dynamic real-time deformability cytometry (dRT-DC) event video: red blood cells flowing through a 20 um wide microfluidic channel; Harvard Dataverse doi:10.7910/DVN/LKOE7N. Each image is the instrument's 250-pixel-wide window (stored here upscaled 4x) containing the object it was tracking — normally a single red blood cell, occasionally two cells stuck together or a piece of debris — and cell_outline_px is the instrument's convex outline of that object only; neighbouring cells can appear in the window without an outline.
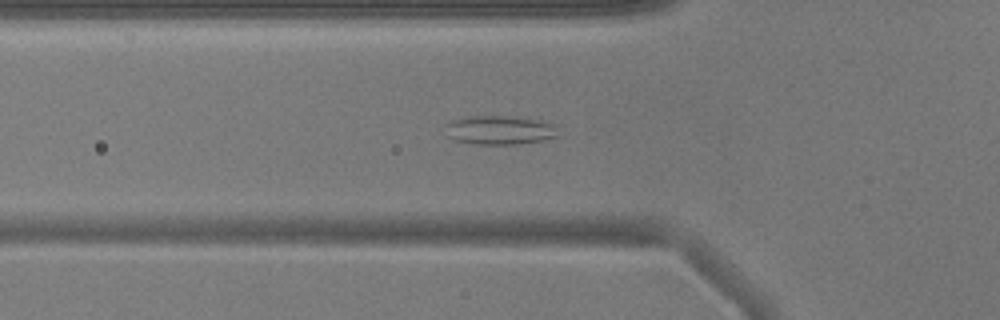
{"species": "common noctule bat (a hibernating species)", "species_latin": "Nyctalus noctula", "temperature_condition": "warm", "stored_images_in_passage": 44, "camera_frame_rate_fps": 3000, "um_per_image_px": 0.085, "animal": {"sex": "male", "body_mass_g": 17.9}, "frame": {"image": 1, "passage_image": 9, "time_ms": 2.667, "image_size_px": [1000, 320], "cell_outline_px": [[560, 136], [544, 140], [516, 144], [476, 144], [452, 140], [448, 136], [448, 124], [452, 120], [472, 116], [504, 116], [536, 120], [556, 124]], "centroid_in_image_um": [42.53, 11.07], "position_along_channel_um": 83.3, "area_um2": 18.84}}
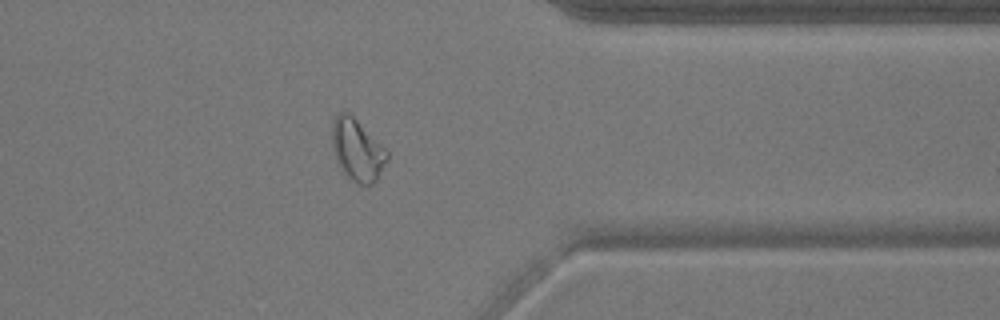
{"frame": {"image": 2, "passage_image": 33, "time_ms": 10.667, "image_size_px": [1000, 320], "cell_outline_px": [[388, 160], [376, 180], [372, 184], [356, 184], [348, 176], [336, 160], [332, 140], [332, 120], [336, 112], [348, 112], [388, 152]], "centroid_in_image_um": [30.35, 12.73], "position_along_channel_um": 381.0, "area_um2": 19.36}}
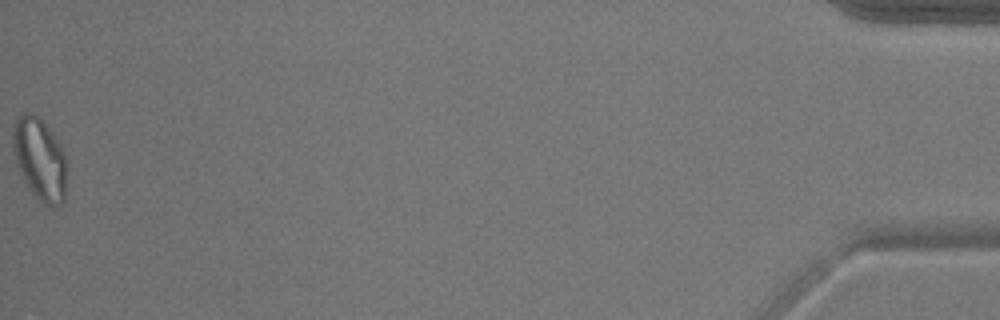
{"frame": {"image": 3, "passage_image": 44, "time_ms": 14.333, "image_size_px": [1000, 320], "cell_outline_px": [[68, 168], [64, 200], [60, 204], [52, 208], [44, 204], [32, 192], [24, 180], [20, 172], [12, 148], [12, 124], [16, 116], [24, 112], [32, 112], [52, 132], [60, 144], [64, 152]], "centroid_in_image_um": [3.38, 13.51], "position_along_channel_um": 431.8, "area_um2": 26.18}, "authors_computed_cell_mechanics": {"area_um2": 18.4671, "velocity_mm_per_s": 3.8391, "shape_relaxation_time_tau1_ms": null, "shape_relaxation_time_tau2_ms": 3.1497, "deformation_change_tau1": null, "deformation_change_tau2": 0.1173}}